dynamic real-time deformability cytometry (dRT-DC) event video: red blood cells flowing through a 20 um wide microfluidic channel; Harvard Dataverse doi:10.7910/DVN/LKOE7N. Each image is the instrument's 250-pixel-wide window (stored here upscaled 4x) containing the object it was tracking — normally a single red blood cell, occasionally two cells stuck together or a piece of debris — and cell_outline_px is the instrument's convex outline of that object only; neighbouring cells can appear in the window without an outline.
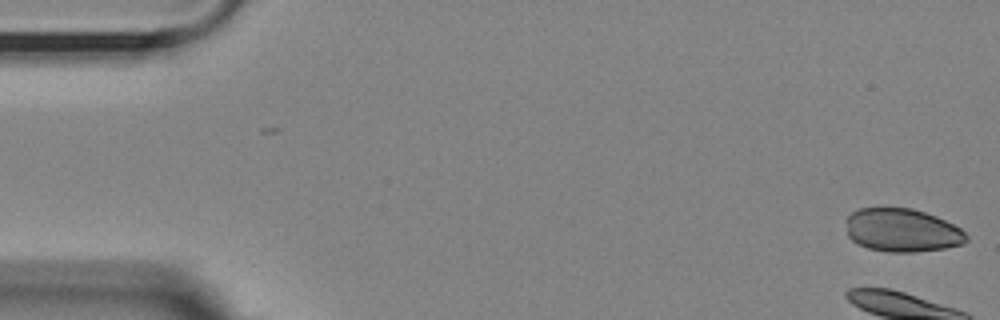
{"species": "Egyptian fruit bat (a non-hibernating species)", "species_latin": "Rousettus aegyptiacus", "temperature_condition": "room temperature", "stored_images_in_passage": 13, "camera_frame_rate_fps": 3000, "um_per_image_px": 0.085, "animal": {"sex": "female"}, "frame": {"image": 1, "passage_image": 1, "time_ms": 0.0, "image_size_px": [1000, 320], "cell_outline_px": [[968, 240], [964, 244], [944, 248], [916, 252], [888, 252], [868, 248], [856, 244], [848, 236], [848, 216], [852, 212], [860, 208], [912, 208], [936, 216], [960, 228], [968, 236]], "centroid_in_image_um": [76.7, 19.58], "position_along_channel_um": 8.3, "area_um2": 30.29}}